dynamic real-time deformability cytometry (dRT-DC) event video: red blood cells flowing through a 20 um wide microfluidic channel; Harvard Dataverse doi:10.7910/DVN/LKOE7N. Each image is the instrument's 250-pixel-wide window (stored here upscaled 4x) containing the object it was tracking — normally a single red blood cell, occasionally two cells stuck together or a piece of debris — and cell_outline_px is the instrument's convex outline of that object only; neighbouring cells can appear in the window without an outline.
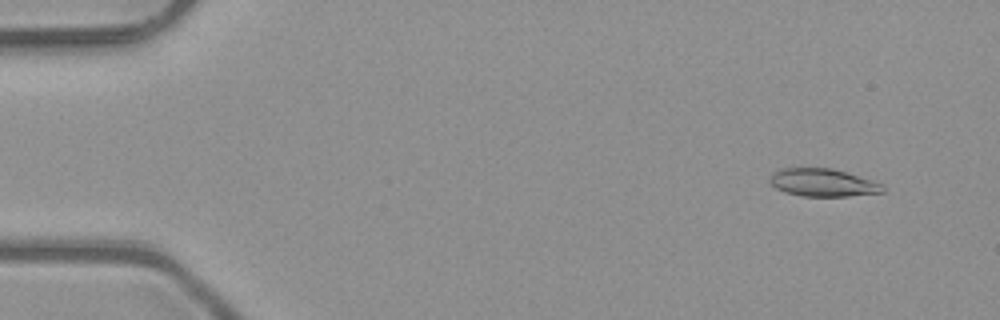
{"species": "common noctule bat (a hibernating species)", "species_latin": "Nyctalus noctula", "temperature_condition": "room temperature", "stored_images_in_passage": 5, "camera_frame_rate_fps": 3000, "um_per_image_px": 0.085, "animal": {"sex": "male", "body_mass_g": 23.1, "forearm_length_mm": 52.7}, "frame": {"image": 1, "passage_image": 1, "time_ms": 0.0, "image_size_px": [1000, 320], "cell_outline_px": [[884, 192], [848, 196], [800, 196], [784, 192], [776, 188], [768, 180], [780, 168], [832, 168], [872, 180], [880, 184], [884, 188]], "centroid_in_image_um": [69.93, 15.53], "position_along_channel_um": 15.1, "area_um2": 18.09}}